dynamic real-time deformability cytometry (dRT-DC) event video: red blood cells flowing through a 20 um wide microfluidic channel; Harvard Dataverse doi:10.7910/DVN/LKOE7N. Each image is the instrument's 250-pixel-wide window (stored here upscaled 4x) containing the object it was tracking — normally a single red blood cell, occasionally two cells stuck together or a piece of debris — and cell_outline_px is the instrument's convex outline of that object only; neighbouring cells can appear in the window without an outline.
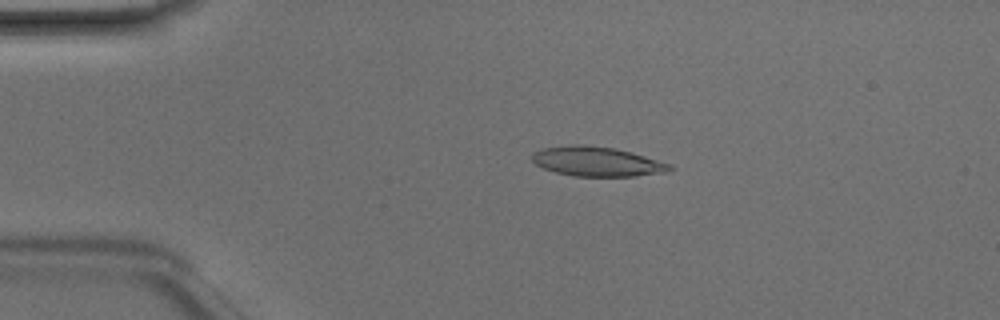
{"species": "Egyptian fruit bat (a non-hibernating species)", "species_latin": "Rousettus aegyptiacus", "temperature_condition": "room temperature", "stored_images_in_passage": 43, "camera_frame_rate_fps": 3000, "um_per_image_px": 0.085, "animal": {"sex": "male"}, "frame": {"image": 1, "passage_image": 5, "time_ms": 1.333, "image_size_px": [1000, 320], "cell_outline_px": [[672, 168], [664, 172], [636, 176], [572, 176], [556, 172], [544, 168], [536, 164], [532, 160], [532, 152], [544, 148], [568, 144], [584, 144], [612, 148], [644, 156], [672, 164]], "centroid_in_image_um": [50.7, 13.72], "position_along_channel_um": 34.3, "area_um2": 23.52}}
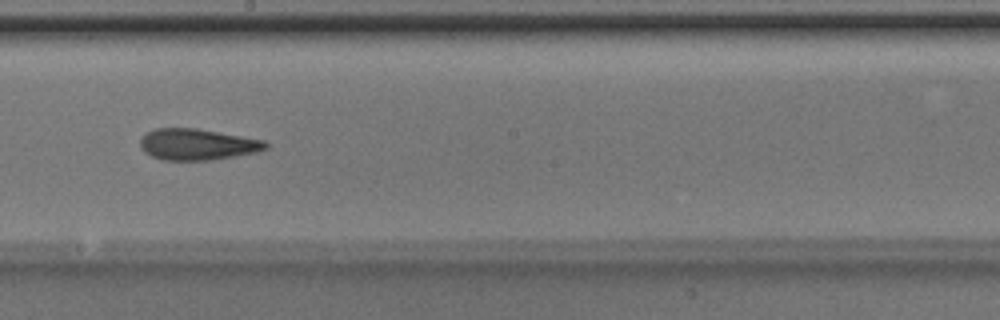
{"frame": {"image": 2, "passage_image": 22, "time_ms": 7.0, "image_size_px": [1000, 320], "cell_outline_px": [[268, 148], [256, 152], [212, 160], [160, 160], [144, 152], [140, 148], [140, 140], [148, 132], [156, 128], [196, 128], [264, 140], [268, 144]], "centroid_in_image_um": [16.76, 12.28], "position_along_channel_um": 231.4, "area_um2": 22.77}}
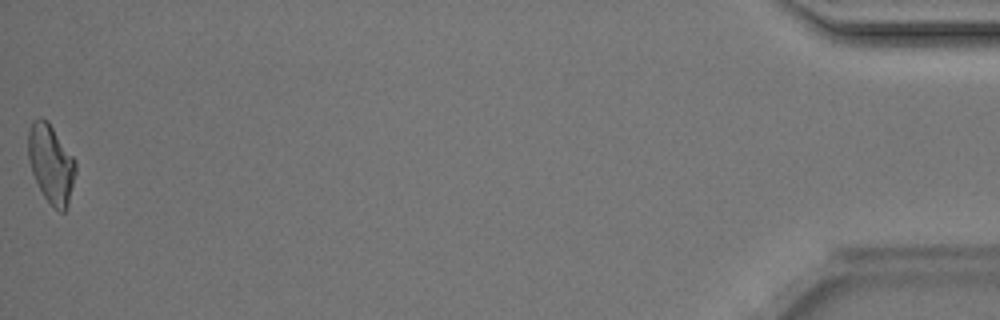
{"frame": {"image": 3, "passage_image": 43, "time_ms": 14.0, "image_size_px": [1000, 320], "cell_outline_px": [[76, 172], [68, 204], [64, 212], [60, 212], [44, 196], [32, 172], [28, 160], [28, 132], [32, 120], [40, 116], [48, 120], [76, 160]], "centroid_in_image_um": [4.34, 13.86], "position_along_channel_um": 430.9, "area_um2": 21.73}, "authors_computed_cell_mechanics": {"area_um2": 22.542, "velocity_mm_per_s": 4.2301, "shape_relaxation_time_tau1_ms": 8.3755, "shape_relaxation_time_tau2_ms": 3.2904, "deformation_change_tau1": 0.2069, "deformation_change_tau2": 0.1251}}